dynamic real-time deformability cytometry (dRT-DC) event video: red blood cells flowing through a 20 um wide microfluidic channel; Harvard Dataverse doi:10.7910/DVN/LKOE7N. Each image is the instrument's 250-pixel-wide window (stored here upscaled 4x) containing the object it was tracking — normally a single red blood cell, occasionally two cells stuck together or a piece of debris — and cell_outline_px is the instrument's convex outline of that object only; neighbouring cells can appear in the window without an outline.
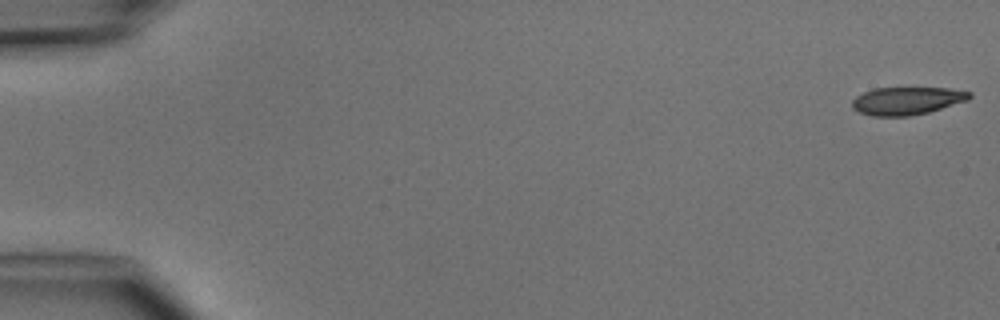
{"species": "common noctule bat (a hibernating species)", "species_latin": "Nyctalus noctula", "temperature_condition": "cold", "stored_images_in_passage": 5, "camera_frame_rate_fps": 3000, "um_per_image_px": 0.085, "animal": {"sex": "male", "body_mass_g": 15.6}, "frame": {"image": 1, "passage_image": 1, "time_ms": 0.0, "image_size_px": [1000, 320], "cell_outline_px": [[972, 96], [968, 100], [928, 112], [908, 116], [872, 116], [860, 112], [852, 108], [852, 100], [856, 96], [864, 92], [876, 88], [948, 88], [972, 92]], "centroid_in_image_um": [77.09, 8.56], "position_along_channel_um": 7.9, "area_um2": 18.9}}
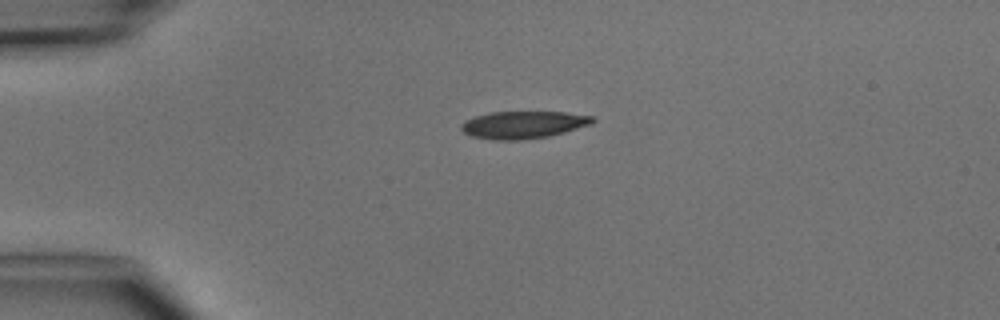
{"frame": {"image": 2, "passage_image": 4, "time_ms": 3.667, "image_size_px": [1000, 320], "cell_outline_px": [[596, 120], [592, 124], [564, 132], [548, 136], [524, 140], [496, 140], [472, 136], [464, 132], [460, 128], [460, 124], [464, 120], [488, 112], [564, 112], [592, 116]], "centroid_in_image_um": [44.46, 10.6], "position_along_channel_um": 40.5, "area_um2": 20.98}}